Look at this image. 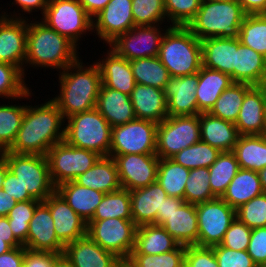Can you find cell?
Here are the masks:
<instances>
[{"mask_svg":"<svg viewBox=\"0 0 266 267\" xmlns=\"http://www.w3.org/2000/svg\"><path fill=\"white\" fill-rule=\"evenodd\" d=\"M252 86L253 85L248 83L233 82L221 93L216 100L215 105L208 113L223 120L235 123L244 101V96Z\"/></svg>","mask_w":266,"mask_h":267,"instance_id":"obj_38","label":"cell"},{"mask_svg":"<svg viewBox=\"0 0 266 267\" xmlns=\"http://www.w3.org/2000/svg\"><path fill=\"white\" fill-rule=\"evenodd\" d=\"M111 127L136 119L130 96L101 85L95 107Z\"/></svg>","mask_w":266,"mask_h":267,"instance_id":"obj_28","label":"cell"},{"mask_svg":"<svg viewBox=\"0 0 266 267\" xmlns=\"http://www.w3.org/2000/svg\"><path fill=\"white\" fill-rule=\"evenodd\" d=\"M186 246L162 254H131L129 259L138 267H184Z\"/></svg>","mask_w":266,"mask_h":267,"instance_id":"obj_48","label":"cell"},{"mask_svg":"<svg viewBox=\"0 0 266 267\" xmlns=\"http://www.w3.org/2000/svg\"><path fill=\"white\" fill-rule=\"evenodd\" d=\"M202 1L226 2V1H234V0H202Z\"/></svg>","mask_w":266,"mask_h":267,"instance_id":"obj_71","label":"cell"},{"mask_svg":"<svg viewBox=\"0 0 266 267\" xmlns=\"http://www.w3.org/2000/svg\"><path fill=\"white\" fill-rule=\"evenodd\" d=\"M162 227L180 244L198 246V216L196 205L184 202L174 210Z\"/></svg>","mask_w":266,"mask_h":267,"instance_id":"obj_27","label":"cell"},{"mask_svg":"<svg viewBox=\"0 0 266 267\" xmlns=\"http://www.w3.org/2000/svg\"><path fill=\"white\" fill-rule=\"evenodd\" d=\"M56 191L86 223L93 218L97 206L101 203L105 194L79 185L75 180L58 185Z\"/></svg>","mask_w":266,"mask_h":267,"instance_id":"obj_30","label":"cell"},{"mask_svg":"<svg viewBox=\"0 0 266 267\" xmlns=\"http://www.w3.org/2000/svg\"><path fill=\"white\" fill-rule=\"evenodd\" d=\"M17 201L10 197L4 190H0V217H7Z\"/></svg>","mask_w":266,"mask_h":267,"instance_id":"obj_63","label":"cell"},{"mask_svg":"<svg viewBox=\"0 0 266 267\" xmlns=\"http://www.w3.org/2000/svg\"><path fill=\"white\" fill-rule=\"evenodd\" d=\"M54 267H74V265L68 260V258L61 254L56 260Z\"/></svg>","mask_w":266,"mask_h":267,"instance_id":"obj_67","label":"cell"},{"mask_svg":"<svg viewBox=\"0 0 266 267\" xmlns=\"http://www.w3.org/2000/svg\"><path fill=\"white\" fill-rule=\"evenodd\" d=\"M43 16V23L65 36L75 46L81 34L93 30L95 20L78 0H48Z\"/></svg>","mask_w":266,"mask_h":267,"instance_id":"obj_9","label":"cell"},{"mask_svg":"<svg viewBox=\"0 0 266 267\" xmlns=\"http://www.w3.org/2000/svg\"><path fill=\"white\" fill-rule=\"evenodd\" d=\"M6 16L0 17V62L17 66L24 74L22 65L26 58L27 21Z\"/></svg>","mask_w":266,"mask_h":267,"instance_id":"obj_16","label":"cell"},{"mask_svg":"<svg viewBox=\"0 0 266 267\" xmlns=\"http://www.w3.org/2000/svg\"><path fill=\"white\" fill-rule=\"evenodd\" d=\"M137 226L133 220L109 218L90 220L87 223V236L104 250L118 258H129L135 246Z\"/></svg>","mask_w":266,"mask_h":267,"instance_id":"obj_10","label":"cell"},{"mask_svg":"<svg viewBox=\"0 0 266 267\" xmlns=\"http://www.w3.org/2000/svg\"><path fill=\"white\" fill-rule=\"evenodd\" d=\"M66 119L64 141L67 144L94 151L101 157L109 156L112 127L96 108Z\"/></svg>","mask_w":266,"mask_h":267,"instance_id":"obj_6","label":"cell"},{"mask_svg":"<svg viewBox=\"0 0 266 267\" xmlns=\"http://www.w3.org/2000/svg\"><path fill=\"white\" fill-rule=\"evenodd\" d=\"M96 63L100 69L103 86L130 96L136 82L129 60L117 55L111 49L105 61L103 59Z\"/></svg>","mask_w":266,"mask_h":267,"instance_id":"obj_29","label":"cell"},{"mask_svg":"<svg viewBox=\"0 0 266 267\" xmlns=\"http://www.w3.org/2000/svg\"><path fill=\"white\" fill-rule=\"evenodd\" d=\"M184 267H219L212 247L186 246Z\"/></svg>","mask_w":266,"mask_h":267,"instance_id":"obj_54","label":"cell"},{"mask_svg":"<svg viewBox=\"0 0 266 267\" xmlns=\"http://www.w3.org/2000/svg\"><path fill=\"white\" fill-rule=\"evenodd\" d=\"M82 65L77 59L63 70L59 76L60 95L51 99L64 119L96 107L102 85L100 69L97 63L86 68ZM72 69L77 70L72 73Z\"/></svg>","mask_w":266,"mask_h":267,"instance_id":"obj_2","label":"cell"},{"mask_svg":"<svg viewBox=\"0 0 266 267\" xmlns=\"http://www.w3.org/2000/svg\"><path fill=\"white\" fill-rule=\"evenodd\" d=\"M27 249L63 254L65 245L57 238L54 220L49 207L41 201L29 222L27 241L23 244Z\"/></svg>","mask_w":266,"mask_h":267,"instance_id":"obj_20","label":"cell"},{"mask_svg":"<svg viewBox=\"0 0 266 267\" xmlns=\"http://www.w3.org/2000/svg\"><path fill=\"white\" fill-rule=\"evenodd\" d=\"M251 232V228L235 218L225 232L220 245L233 250L246 251L249 246Z\"/></svg>","mask_w":266,"mask_h":267,"instance_id":"obj_52","label":"cell"},{"mask_svg":"<svg viewBox=\"0 0 266 267\" xmlns=\"http://www.w3.org/2000/svg\"><path fill=\"white\" fill-rule=\"evenodd\" d=\"M61 254L47 251H34L25 248L22 267H54L55 260Z\"/></svg>","mask_w":266,"mask_h":267,"instance_id":"obj_56","label":"cell"},{"mask_svg":"<svg viewBox=\"0 0 266 267\" xmlns=\"http://www.w3.org/2000/svg\"><path fill=\"white\" fill-rule=\"evenodd\" d=\"M199 72L192 75L170 77L164 89L168 116H193L198 114L196 89Z\"/></svg>","mask_w":266,"mask_h":267,"instance_id":"obj_19","label":"cell"},{"mask_svg":"<svg viewBox=\"0 0 266 267\" xmlns=\"http://www.w3.org/2000/svg\"><path fill=\"white\" fill-rule=\"evenodd\" d=\"M266 94L260 85H253L245 94L235 122L240 135L265 134Z\"/></svg>","mask_w":266,"mask_h":267,"instance_id":"obj_21","label":"cell"},{"mask_svg":"<svg viewBox=\"0 0 266 267\" xmlns=\"http://www.w3.org/2000/svg\"><path fill=\"white\" fill-rule=\"evenodd\" d=\"M201 141L199 114L168 116L157 125L156 155L171 159L174 155Z\"/></svg>","mask_w":266,"mask_h":267,"instance_id":"obj_8","label":"cell"},{"mask_svg":"<svg viewBox=\"0 0 266 267\" xmlns=\"http://www.w3.org/2000/svg\"><path fill=\"white\" fill-rule=\"evenodd\" d=\"M25 247L20 246L0 255V267H22Z\"/></svg>","mask_w":266,"mask_h":267,"instance_id":"obj_58","label":"cell"},{"mask_svg":"<svg viewBox=\"0 0 266 267\" xmlns=\"http://www.w3.org/2000/svg\"><path fill=\"white\" fill-rule=\"evenodd\" d=\"M46 156L55 187L67 181H74L101 157L94 151L74 147L65 141L53 145Z\"/></svg>","mask_w":266,"mask_h":267,"instance_id":"obj_11","label":"cell"},{"mask_svg":"<svg viewBox=\"0 0 266 267\" xmlns=\"http://www.w3.org/2000/svg\"><path fill=\"white\" fill-rule=\"evenodd\" d=\"M198 246L212 247L222 242L225 232L236 218V210L222 198L196 204Z\"/></svg>","mask_w":266,"mask_h":267,"instance_id":"obj_13","label":"cell"},{"mask_svg":"<svg viewBox=\"0 0 266 267\" xmlns=\"http://www.w3.org/2000/svg\"><path fill=\"white\" fill-rule=\"evenodd\" d=\"M190 169L177 164L172 159H160L157 181L168 196L184 199L185 185Z\"/></svg>","mask_w":266,"mask_h":267,"instance_id":"obj_40","label":"cell"},{"mask_svg":"<svg viewBox=\"0 0 266 267\" xmlns=\"http://www.w3.org/2000/svg\"><path fill=\"white\" fill-rule=\"evenodd\" d=\"M2 190L8 193L10 197H13L17 202L36 200L29 194L28 191H24L19 178L16 177L9 169L7 170L4 178Z\"/></svg>","mask_w":266,"mask_h":267,"instance_id":"obj_57","label":"cell"},{"mask_svg":"<svg viewBox=\"0 0 266 267\" xmlns=\"http://www.w3.org/2000/svg\"><path fill=\"white\" fill-rule=\"evenodd\" d=\"M246 13L236 1H201L200 8L187 28L201 41L210 37L239 38Z\"/></svg>","mask_w":266,"mask_h":267,"instance_id":"obj_5","label":"cell"},{"mask_svg":"<svg viewBox=\"0 0 266 267\" xmlns=\"http://www.w3.org/2000/svg\"><path fill=\"white\" fill-rule=\"evenodd\" d=\"M116 163L121 187L134 190L157 181L160 158L156 154L109 155Z\"/></svg>","mask_w":266,"mask_h":267,"instance_id":"obj_15","label":"cell"},{"mask_svg":"<svg viewBox=\"0 0 266 267\" xmlns=\"http://www.w3.org/2000/svg\"><path fill=\"white\" fill-rule=\"evenodd\" d=\"M82 186L111 193L120 190L121 184L118 177L116 163L112 157H100L96 163L85 173L75 179Z\"/></svg>","mask_w":266,"mask_h":267,"instance_id":"obj_31","label":"cell"},{"mask_svg":"<svg viewBox=\"0 0 266 267\" xmlns=\"http://www.w3.org/2000/svg\"><path fill=\"white\" fill-rule=\"evenodd\" d=\"M239 40L266 57V14L246 15L240 26Z\"/></svg>","mask_w":266,"mask_h":267,"instance_id":"obj_42","label":"cell"},{"mask_svg":"<svg viewBox=\"0 0 266 267\" xmlns=\"http://www.w3.org/2000/svg\"><path fill=\"white\" fill-rule=\"evenodd\" d=\"M158 57L170 77L198 73L202 66L201 41L187 27L170 25L164 33Z\"/></svg>","mask_w":266,"mask_h":267,"instance_id":"obj_4","label":"cell"},{"mask_svg":"<svg viewBox=\"0 0 266 267\" xmlns=\"http://www.w3.org/2000/svg\"><path fill=\"white\" fill-rule=\"evenodd\" d=\"M167 193L158 181L130 191L132 220L137 227L146 224L157 225V213H162V206Z\"/></svg>","mask_w":266,"mask_h":267,"instance_id":"obj_22","label":"cell"},{"mask_svg":"<svg viewBox=\"0 0 266 267\" xmlns=\"http://www.w3.org/2000/svg\"><path fill=\"white\" fill-rule=\"evenodd\" d=\"M236 218L251 229L266 227V193L252 198L236 209Z\"/></svg>","mask_w":266,"mask_h":267,"instance_id":"obj_51","label":"cell"},{"mask_svg":"<svg viewBox=\"0 0 266 267\" xmlns=\"http://www.w3.org/2000/svg\"><path fill=\"white\" fill-rule=\"evenodd\" d=\"M156 26H134L126 33L118 35L109 45L117 55L129 61L158 56L164 33Z\"/></svg>","mask_w":266,"mask_h":267,"instance_id":"obj_14","label":"cell"},{"mask_svg":"<svg viewBox=\"0 0 266 267\" xmlns=\"http://www.w3.org/2000/svg\"><path fill=\"white\" fill-rule=\"evenodd\" d=\"M76 46L43 22L27 23L25 63L64 70L77 58Z\"/></svg>","mask_w":266,"mask_h":267,"instance_id":"obj_3","label":"cell"},{"mask_svg":"<svg viewBox=\"0 0 266 267\" xmlns=\"http://www.w3.org/2000/svg\"><path fill=\"white\" fill-rule=\"evenodd\" d=\"M83 6L85 11L94 18L105 6L109 3L110 0H78Z\"/></svg>","mask_w":266,"mask_h":267,"instance_id":"obj_61","label":"cell"},{"mask_svg":"<svg viewBox=\"0 0 266 267\" xmlns=\"http://www.w3.org/2000/svg\"><path fill=\"white\" fill-rule=\"evenodd\" d=\"M16 4L24 10V12H32V10L42 9V15L46 11L48 0H15Z\"/></svg>","mask_w":266,"mask_h":267,"instance_id":"obj_62","label":"cell"},{"mask_svg":"<svg viewBox=\"0 0 266 267\" xmlns=\"http://www.w3.org/2000/svg\"><path fill=\"white\" fill-rule=\"evenodd\" d=\"M202 66L228 74L234 82L238 38L210 37L201 40Z\"/></svg>","mask_w":266,"mask_h":267,"instance_id":"obj_24","label":"cell"},{"mask_svg":"<svg viewBox=\"0 0 266 267\" xmlns=\"http://www.w3.org/2000/svg\"><path fill=\"white\" fill-rule=\"evenodd\" d=\"M260 86L263 88V90H264V92L266 94V73H265L263 82H262V84Z\"/></svg>","mask_w":266,"mask_h":267,"instance_id":"obj_70","label":"cell"},{"mask_svg":"<svg viewBox=\"0 0 266 267\" xmlns=\"http://www.w3.org/2000/svg\"><path fill=\"white\" fill-rule=\"evenodd\" d=\"M201 141L221 152L233 151L240 136L235 123L215 117L208 112L199 114Z\"/></svg>","mask_w":266,"mask_h":267,"instance_id":"obj_26","label":"cell"},{"mask_svg":"<svg viewBox=\"0 0 266 267\" xmlns=\"http://www.w3.org/2000/svg\"><path fill=\"white\" fill-rule=\"evenodd\" d=\"M23 72L14 65L0 62V96L16 99L31 95L25 85Z\"/></svg>","mask_w":266,"mask_h":267,"instance_id":"obj_46","label":"cell"},{"mask_svg":"<svg viewBox=\"0 0 266 267\" xmlns=\"http://www.w3.org/2000/svg\"><path fill=\"white\" fill-rule=\"evenodd\" d=\"M221 151L207 143L199 141L174 155L171 159L188 169L209 168Z\"/></svg>","mask_w":266,"mask_h":267,"instance_id":"obj_43","label":"cell"},{"mask_svg":"<svg viewBox=\"0 0 266 267\" xmlns=\"http://www.w3.org/2000/svg\"><path fill=\"white\" fill-rule=\"evenodd\" d=\"M63 254L74 267H117L120 258L104 250L87 235L65 245Z\"/></svg>","mask_w":266,"mask_h":267,"instance_id":"obj_23","label":"cell"},{"mask_svg":"<svg viewBox=\"0 0 266 267\" xmlns=\"http://www.w3.org/2000/svg\"><path fill=\"white\" fill-rule=\"evenodd\" d=\"M23 246L15 236H0V255L13 248Z\"/></svg>","mask_w":266,"mask_h":267,"instance_id":"obj_64","label":"cell"},{"mask_svg":"<svg viewBox=\"0 0 266 267\" xmlns=\"http://www.w3.org/2000/svg\"><path fill=\"white\" fill-rule=\"evenodd\" d=\"M202 0H164L166 16L172 26L187 27L198 12Z\"/></svg>","mask_w":266,"mask_h":267,"instance_id":"obj_50","label":"cell"},{"mask_svg":"<svg viewBox=\"0 0 266 267\" xmlns=\"http://www.w3.org/2000/svg\"><path fill=\"white\" fill-rule=\"evenodd\" d=\"M219 267H258L246 251L233 250L221 246H212Z\"/></svg>","mask_w":266,"mask_h":267,"instance_id":"obj_53","label":"cell"},{"mask_svg":"<svg viewBox=\"0 0 266 267\" xmlns=\"http://www.w3.org/2000/svg\"><path fill=\"white\" fill-rule=\"evenodd\" d=\"M136 119L150 120L157 124L168 117L164 90L136 83L130 94Z\"/></svg>","mask_w":266,"mask_h":267,"instance_id":"obj_25","label":"cell"},{"mask_svg":"<svg viewBox=\"0 0 266 267\" xmlns=\"http://www.w3.org/2000/svg\"><path fill=\"white\" fill-rule=\"evenodd\" d=\"M157 123L135 119L111 129L109 155L156 154Z\"/></svg>","mask_w":266,"mask_h":267,"instance_id":"obj_12","label":"cell"},{"mask_svg":"<svg viewBox=\"0 0 266 267\" xmlns=\"http://www.w3.org/2000/svg\"><path fill=\"white\" fill-rule=\"evenodd\" d=\"M43 202L51 212L56 236L64 245L86 236V221L67 204L56 190Z\"/></svg>","mask_w":266,"mask_h":267,"instance_id":"obj_18","label":"cell"},{"mask_svg":"<svg viewBox=\"0 0 266 267\" xmlns=\"http://www.w3.org/2000/svg\"><path fill=\"white\" fill-rule=\"evenodd\" d=\"M36 107V108H35ZM26 105L21 127L12 146L3 152L28 155H47L55 144L64 141L65 120L57 105L48 101L40 107Z\"/></svg>","mask_w":266,"mask_h":267,"instance_id":"obj_1","label":"cell"},{"mask_svg":"<svg viewBox=\"0 0 266 267\" xmlns=\"http://www.w3.org/2000/svg\"><path fill=\"white\" fill-rule=\"evenodd\" d=\"M247 252L258 267L266 266V227L252 229Z\"/></svg>","mask_w":266,"mask_h":267,"instance_id":"obj_55","label":"cell"},{"mask_svg":"<svg viewBox=\"0 0 266 267\" xmlns=\"http://www.w3.org/2000/svg\"><path fill=\"white\" fill-rule=\"evenodd\" d=\"M184 199L167 196L162 206V213H157V225L162 226L165 223V217H168L174 210L178 209L183 203Z\"/></svg>","mask_w":266,"mask_h":267,"instance_id":"obj_59","label":"cell"},{"mask_svg":"<svg viewBox=\"0 0 266 267\" xmlns=\"http://www.w3.org/2000/svg\"><path fill=\"white\" fill-rule=\"evenodd\" d=\"M130 67L135 82L138 84L164 90L170 79L167 68L162 64L158 56L131 60Z\"/></svg>","mask_w":266,"mask_h":267,"instance_id":"obj_37","label":"cell"},{"mask_svg":"<svg viewBox=\"0 0 266 267\" xmlns=\"http://www.w3.org/2000/svg\"><path fill=\"white\" fill-rule=\"evenodd\" d=\"M40 202L39 200L17 202L7 215L11 231L22 245L27 241L29 222Z\"/></svg>","mask_w":266,"mask_h":267,"instance_id":"obj_47","label":"cell"},{"mask_svg":"<svg viewBox=\"0 0 266 267\" xmlns=\"http://www.w3.org/2000/svg\"><path fill=\"white\" fill-rule=\"evenodd\" d=\"M93 30L108 44L118 35L126 33L134 26L132 0H110L109 3L94 16Z\"/></svg>","mask_w":266,"mask_h":267,"instance_id":"obj_17","label":"cell"},{"mask_svg":"<svg viewBox=\"0 0 266 267\" xmlns=\"http://www.w3.org/2000/svg\"><path fill=\"white\" fill-rule=\"evenodd\" d=\"M266 73V57L243 45L238 38L234 82L261 85Z\"/></svg>","mask_w":266,"mask_h":267,"instance_id":"obj_34","label":"cell"},{"mask_svg":"<svg viewBox=\"0 0 266 267\" xmlns=\"http://www.w3.org/2000/svg\"><path fill=\"white\" fill-rule=\"evenodd\" d=\"M120 218L132 220L130 191L121 188L105 193L91 220Z\"/></svg>","mask_w":266,"mask_h":267,"instance_id":"obj_41","label":"cell"},{"mask_svg":"<svg viewBox=\"0 0 266 267\" xmlns=\"http://www.w3.org/2000/svg\"><path fill=\"white\" fill-rule=\"evenodd\" d=\"M247 15L266 14V0H236Z\"/></svg>","mask_w":266,"mask_h":267,"instance_id":"obj_60","label":"cell"},{"mask_svg":"<svg viewBox=\"0 0 266 267\" xmlns=\"http://www.w3.org/2000/svg\"><path fill=\"white\" fill-rule=\"evenodd\" d=\"M263 191L266 193V167L258 171Z\"/></svg>","mask_w":266,"mask_h":267,"instance_id":"obj_68","label":"cell"},{"mask_svg":"<svg viewBox=\"0 0 266 267\" xmlns=\"http://www.w3.org/2000/svg\"><path fill=\"white\" fill-rule=\"evenodd\" d=\"M0 155L6 160L9 170L19 178L24 191H28L34 199L44 201L56 190L46 155L13 152H0Z\"/></svg>","mask_w":266,"mask_h":267,"instance_id":"obj_7","label":"cell"},{"mask_svg":"<svg viewBox=\"0 0 266 267\" xmlns=\"http://www.w3.org/2000/svg\"><path fill=\"white\" fill-rule=\"evenodd\" d=\"M233 152L240 168L258 172L266 167V135H240Z\"/></svg>","mask_w":266,"mask_h":267,"instance_id":"obj_36","label":"cell"},{"mask_svg":"<svg viewBox=\"0 0 266 267\" xmlns=\"http://www.w3.org/2000/svg\"><path fill=\"white\" fill-rule=\"evenodd\" d=\"M26 105H0V152L14 143L21 127Z\"/></svg>","mask_w":266,"mask_h":267,"instance_id":"obj_44","label":"cell"},{"mask_svg":"<svg viewBox=\"0 0 266 267\" xmlns=\"http://www.w3.org/2000/svg\"><path fill=\"white\" fill-rule=\"evenodd\" d=\"M135 26L154 25L166 17L164 0H132Z\"/></svg>","mask_w":266,"mask_h":267,"instance_id":"obj_49","label":"cell"},{"mask_svg":"<svg viewBox=\"0 0 266 267\" xmlns=\"http://www.w3.org/2000/svg\"><path fill=\"white\" fill-rule=\"evenodd\" d=\"M232 83L228 74L201 66L196 89L198 114L209 112L221 93Z\"/></svg>","mask_w":266,"mask_h":267,"instance_id":"obj_32","label":"cell"},{"mask_svg":"<svg viewBox=\"0 0 266 267\" xmlns=\"http://www.w3.org/2000/svg\"><path fill=\"white\" fill-rule=\"evenodd\" d=\"M179 245L162 226L146 224L137 227L135 246L131 254H162L176 249Z\"/></svg>","mask_w":266,"mask_h":267,"instance_id":"obj_33","label":"cell"},{"mask_svg":"<svg viewBox=\"0 0 266 267\" xmlns=\"http://www.w3.org/2000/svg\"><path fill=\"white\" fill-rule=\"evenodd\" d=\"M216 198L210 187L209 169L207 167L191 169L185 185V202L196 205Z\"/></svg>","mask_w":266,"mask_h":267,"instance_id":"obj_45","label":"cell"},{"mask_svg":"<svg viewBox=\"0 0 266 267\" xmlns=\"http://www.w3.org/2000/svg\"><path fill=\"white\" fill-rule=\"evenodd\" d=\"M8 169L6 160L0 155V190H2L3 181Z\"/></svg>","mask_w":266,"mask_h":267,"instance_id":"obj_66","label":"cell"},{"mask_svg":"<svg viewBox=\"0 0 266 267\" xmlns=\"http://www.w3.org/2000/svg\"><path fill=\"white\" fill-rule=\"evenodd\" d=\"M0 236H14L7 217H0Z\"/></svg>","mask_w":266,"mask_h":267,"instance_id":"obj_65","label":"cell"},{"mask_svg":"<svg viewBox=\"0 0 266 267\" xmlns=\"http://www.w3.org/2000/svg\"><path fill=\"white\" fill-rule=\"evenodd\" d=\"M117 267H138L129 258L120 259Z\"/></svg>","mask_w":266,"mask_h":267,"instance_id":"obj_69","label":"cell"},{"mask_svg":"<svg viewBox=\"0 0 266 267\" xmlns=\"http://www.w3.org/2000/svg\"><path fill=\"white\" fill-rule=\"evenodd\" d=\"M263 193L258 172L240 168L221 198L236 210Z\"/></svg>","mask_w":266,"mask_h":267,"instance_id":"obj_35","label":"cell"},{"mask_svg":"<svg viewBox=\"0 0 266 267\" xmlns=\"http://www.w3.org/2000/svg\"><path fill=\"white\" fill-rule=\"evenodd\" d=\"M208 169L211 191L216 197L221 198L240 166L233 151H224Z\"/></svg>","mask_w":266,"mask_h":267,"instance_id":"obj_39","label":"cell"}]
</instances>
